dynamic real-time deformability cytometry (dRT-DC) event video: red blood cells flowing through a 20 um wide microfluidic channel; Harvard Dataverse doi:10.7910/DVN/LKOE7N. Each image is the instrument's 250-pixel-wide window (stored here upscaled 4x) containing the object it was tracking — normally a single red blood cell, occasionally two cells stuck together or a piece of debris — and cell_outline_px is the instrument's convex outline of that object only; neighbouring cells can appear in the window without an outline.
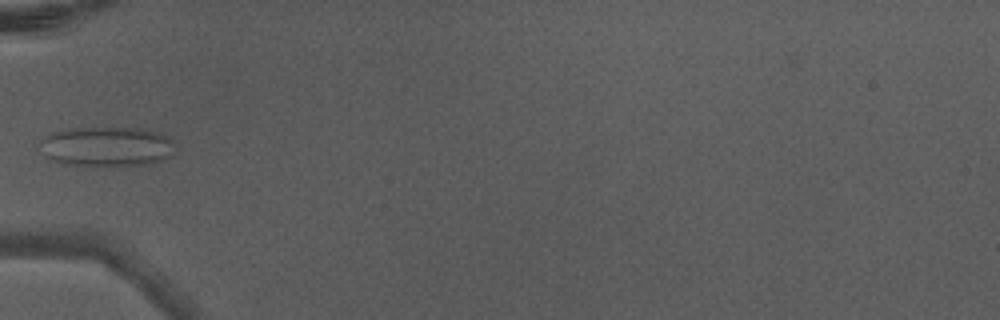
{"species": "Egyptian fruit bat (a non-hibernating species)", "species_latin": "Rousettus aegyptiacus", "temperature_condition": "warm", "stored_images_in_passage": 6, "camera_frame_rate_fps": 3000, "um_per_image_px": 0.085, "animal": {"sex": "male"}, "frame": {"image": 1, "passage_image": 6, "time_ms": 1.667, "image_size_px": [1000, 320], "cell_outline_px": [[176, 152], [172, 156], [164, 160], [148, 164], [68, 164], [52, 160], [44, 156], [36, 148], [36, 144], [44, 136], [52, 132], [76, 128], [140, 128], [172, 136]], "centroid_in_image_um": [9.07, 12.43], "position_along_channel_um": 75.9, "area_um2": 31.5}}